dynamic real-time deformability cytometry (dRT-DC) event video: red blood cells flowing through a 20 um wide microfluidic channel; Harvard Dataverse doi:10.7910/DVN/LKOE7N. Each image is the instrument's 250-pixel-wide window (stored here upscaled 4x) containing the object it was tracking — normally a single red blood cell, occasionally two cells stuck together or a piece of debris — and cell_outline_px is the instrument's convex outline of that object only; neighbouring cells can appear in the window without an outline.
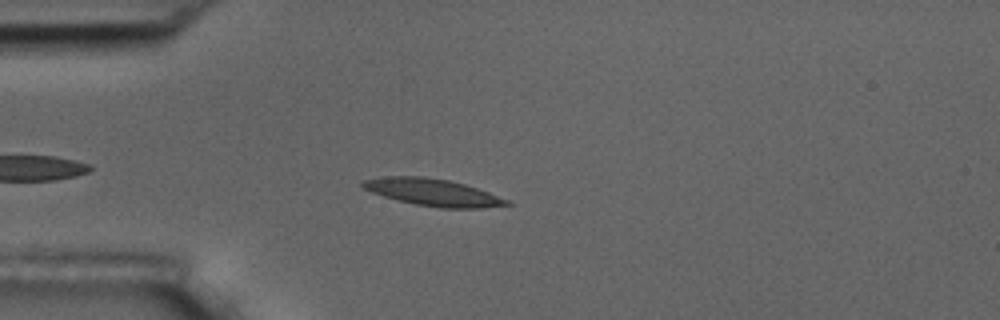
{"species": "common noctule bat (a hibernating species)", "species_latin": "Nyctalus noctula", "temperature_condition": "room temperature", "stored_images_in_passage": 38, "camera_frame_rate_fps": 3000, "um_per_image_px": 0.085, "animal": {"sex": "male", "body_mass_g": 17.5, "forearm_length_mm": 52.3}, "frame": {"image": 1, "passage_image": 7, "time_ms": 2.0, "image_size_px": [1000, 320], "cell_outline_px": [[512, 204], [484, 208], [440, 208], [416, 204], [384, 196], [372, 192], [364, 188], [360, 184], [364, 180], [388, 176], [424, 176], [448, 180], [464, 184], [488, 192], [508, 200]], "centroid_in_image_um": [36.81, 16.35], "position_along_channel_um": 48.2, "area_um2": 22.37}}
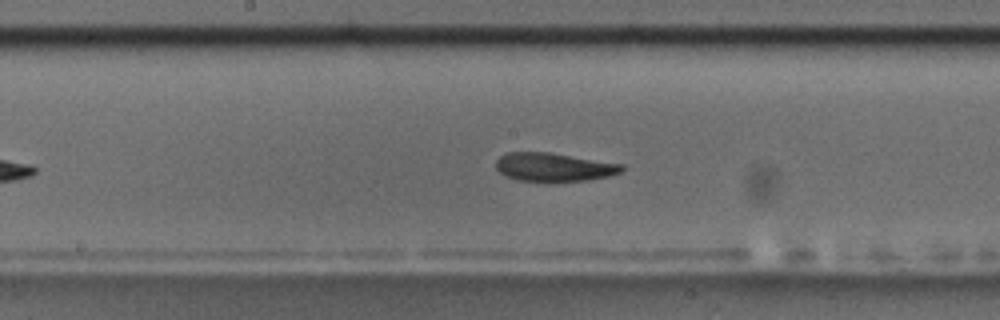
{"frame": {"image": 2, "passage_image": 21, "time_ms": 6.667, "image_size_px": [1000, 320], "cell_outline_px": [[624, 168], [620, 172], [608, 176], [588, 180], [556, 184], [548, 184], [516, 180], [504, 176], [496, 168], [496, 160], [500, 156], [508, 152], [552, 152], [624, 164]], "centroid_in_image_um": [47.06, 14.24], "position_along_channel_um": 201.1, "area_um2": 21.91}}
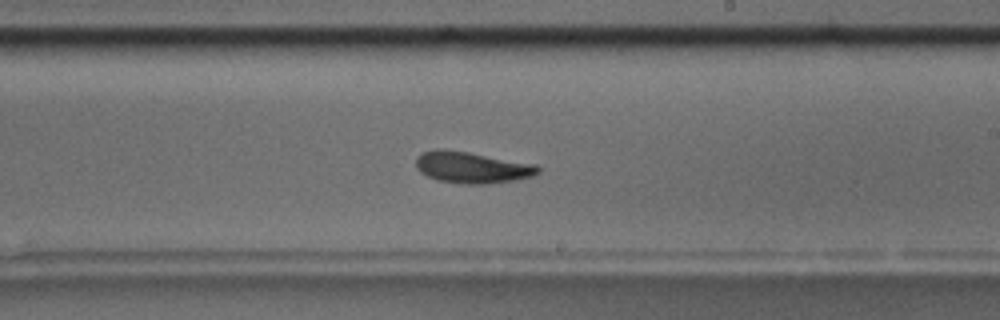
{"frame": {"image": 3, "passage_image": 25, "time_ms": 8.0, "image_size_px": [1000, 320], "cell_outline_px": [[540, 172], [532, 176], [516, 180], [488, 184], [464, 184], [436, 180], [420, 172], [416, 168], [416, 156], [420, 152], [436, 148], [444, 148], [468, 152], [536, 164], [540, 168]], "centroid_in_image_um": [40.08, 14.22], "position_along_channel_um": 248.9, "area_um2": 22.66}, "authors_computed_cell_mechanics": {"area_um2": 21.5305, "velocity_mm_per_s": 3.5968, "shape_relaxation_time_tau1_ms": 3.3435, "shape_relaxation_time_tau2_ms": 3.1858, "deformation_change_tau1": 0.137, "deformation_change_tau2": 0.1126}}